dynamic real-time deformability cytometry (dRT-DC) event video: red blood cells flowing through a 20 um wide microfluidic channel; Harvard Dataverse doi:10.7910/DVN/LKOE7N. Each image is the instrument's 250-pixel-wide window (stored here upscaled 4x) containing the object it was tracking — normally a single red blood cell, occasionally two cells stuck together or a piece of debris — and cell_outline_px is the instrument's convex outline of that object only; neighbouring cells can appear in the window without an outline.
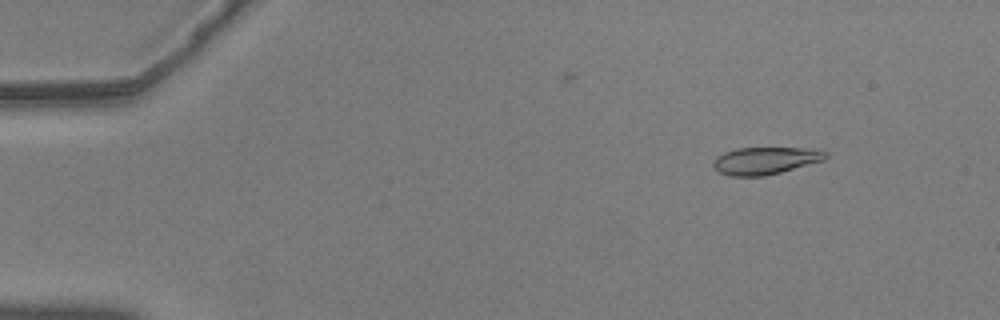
{"species": "common noctule bat (a hibernating species)", "species_latin": "Nyctalus noctula", "temperature_condition": "warm", "stored_images_in_passage": 56, "camera_frame_rate_fps": 3000, "um_per_image_px": 0.085, "animal": {"sex": "male", "body_mass_g": 20.5, "forearm_length_mm": 52.5}, "frame": {"image": 1, "passage_image": 6, "time_ms": 1.667, "image_size_px": [1000, 320], "cell_outline_px": [[828, 156], [824, 160], [780, 172], [764, 176], [728, 176], [720, 172], [712, 164], [716, 156], [724, 152], [736, 148], [804, 148], [828, 152]], "centroid_in_image_um": [65.03, 13.65], "position_along_channel_um": 20.0, "area_um2": 17.74}}
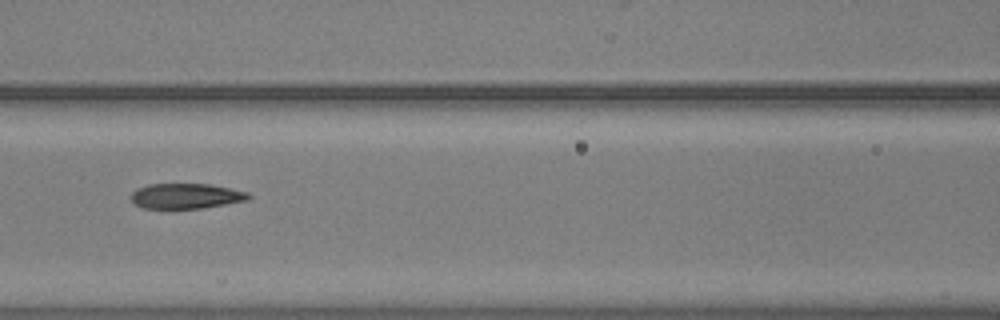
{"frame": {"image": 2, "passage_image": 25, "time_ms": 8.0, "image_size_px": [1000, 320], "cell_outline_px": [[252, 196], [248, 200], [204, 208], [144, 208], [136, 204], [132, 200], [132, 192], [136, 188], [148, 184], [208, 184], [248, 192]], "centroid_in_image_um": [15.82, 16.66], "position_along_channel_um": 150.8, "area_um2": 17.17}}
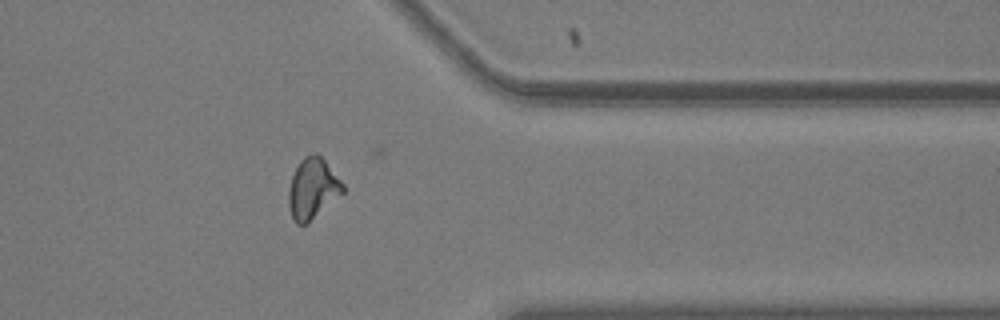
{"frame": {"image": 3, "passage_image": 45, "time_ms": 14.667, "image_size_px": [1000, 320], "cell_outline_px": [[344, 192], [308, 224], [296, 224], [292, 220], [288, 204], [288, 192], [292, 176], [300, 160], [304, 156], [312, 152], [316, 152], [324, 160], [344, 184]], "centroid_in_image_um": [26.56, 16.05], "position_along_channel_um": 384.8, "area_um2": 19.31}, "authors_computed_cell_mechanics": {"area_um2": 18.5538, "velocity_mm_per_s": 3.6524, "shape_relaxation_time_tau1_ms": 5.9725, "shape_relaxation_time_tau2_ms": 2.2835, "deformation_change_tau1": 0.2103, "deformation_change_tau2": 0.1016}}